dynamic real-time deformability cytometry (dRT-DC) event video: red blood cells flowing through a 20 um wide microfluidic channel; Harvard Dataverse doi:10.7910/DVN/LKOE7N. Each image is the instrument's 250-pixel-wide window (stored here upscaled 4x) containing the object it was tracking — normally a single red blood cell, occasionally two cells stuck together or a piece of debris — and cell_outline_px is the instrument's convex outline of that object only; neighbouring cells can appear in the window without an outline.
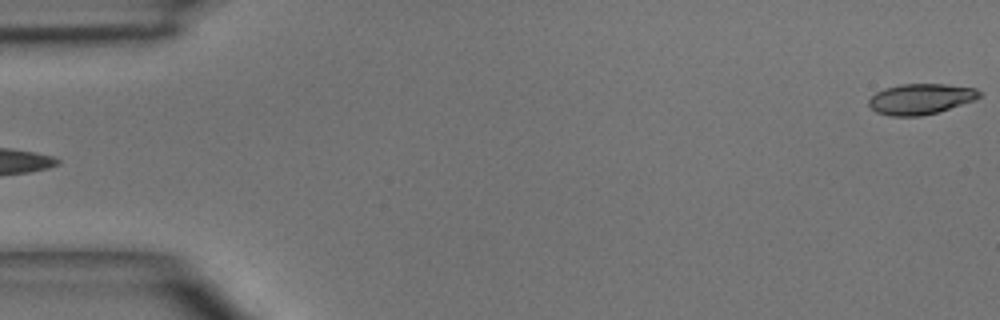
{"species": "common noctule bat (a hibernating species)", "species_latin": "Nyctalus noctula", "temperature_condition": "room temperature", "stored_images_in_passage": 5, "segment_of_instrument_passage": [2, 2], "camera_frame_rate_fps": 3000, "um_per_image_px": 0.085, "animal": {"sex": "male", "body_mass_g": 15.6}, "frame": {"image": 1, "passage_image": 5, "time_ms": 5.0, "image_size_px": [1000, 320], "cell_outline_px": [[980, 96], [976, 100], [936, 112], [920, 116], [892, 116], [876, 112], [868, 104], [868, 100], [876, 92], [884, 88], [900, 84], [944, 84], [976, 88], [980, 92]], "centroid_in_image_um": [78.25, 8.4], "position_along_channel_um": 6.8, "area_um2": 19.65}}